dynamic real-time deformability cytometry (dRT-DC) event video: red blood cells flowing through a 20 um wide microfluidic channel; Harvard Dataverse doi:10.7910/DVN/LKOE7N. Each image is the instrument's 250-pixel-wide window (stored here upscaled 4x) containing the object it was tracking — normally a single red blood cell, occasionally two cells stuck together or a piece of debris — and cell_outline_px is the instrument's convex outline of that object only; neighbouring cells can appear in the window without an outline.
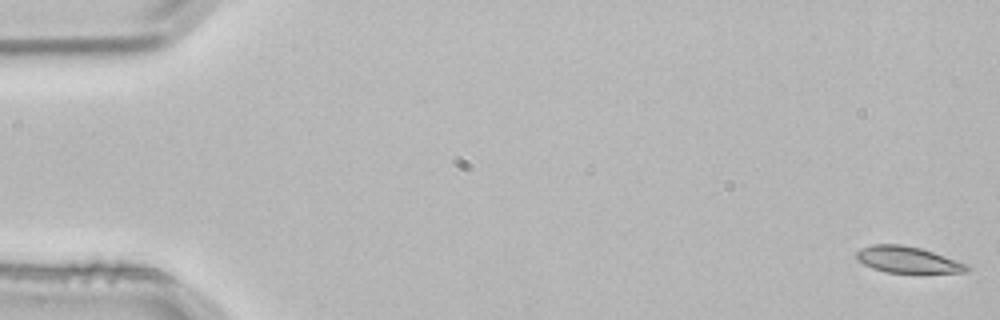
{"species": "common noctule bat (a hibernating species)", "species_latin": "Nyctalus noctula", "temperature_condition": "room temperature", "stored_images_in_passage": 3, "camera_frame_rate_fps": 3000, "um_per_image_px": 0.085, "animal": {"sex": "male", "body_mass_g": 21.5, "forearm_length_mm": 52.0}, "frame": {"image": 1, "passage_image": 1, "time_ms": 0.0, "image_size_px": [1000, 320], "cell_outline_px": [[972, 268], [968, 272], [884, 272], [872, 268], [856, 260], [856, 252], [860, 248], [872, 244], [900, 244], [920, 248], [968, 264]], "centroid_in_image_um": [77.12, 22.07], "position_along_channel_um": 7.9, "area_um2": 16.88}}
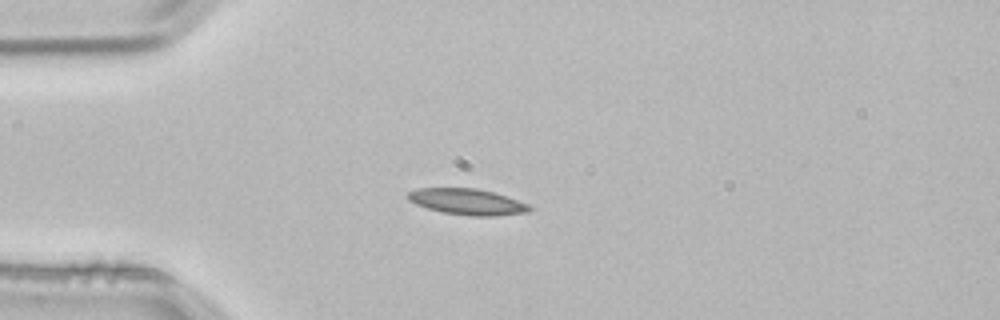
{"frame": {"image": 2, "passage_image": 3, "time_ms": 0.667, "image_size_px": [1000, 320], "cell_outline_px": [[536, 208], [532, 212], [492, 216], [472, 216], [444, 212], [428, 208], [416, 204], [408, 200], [408, 192], [420, 188], [476, 188], [492, 192], [528, 204]], "centroid_in_image_um": [39.77, 17.16], "position_along_channel_um": 45.2, "area_um2": 18.32}}